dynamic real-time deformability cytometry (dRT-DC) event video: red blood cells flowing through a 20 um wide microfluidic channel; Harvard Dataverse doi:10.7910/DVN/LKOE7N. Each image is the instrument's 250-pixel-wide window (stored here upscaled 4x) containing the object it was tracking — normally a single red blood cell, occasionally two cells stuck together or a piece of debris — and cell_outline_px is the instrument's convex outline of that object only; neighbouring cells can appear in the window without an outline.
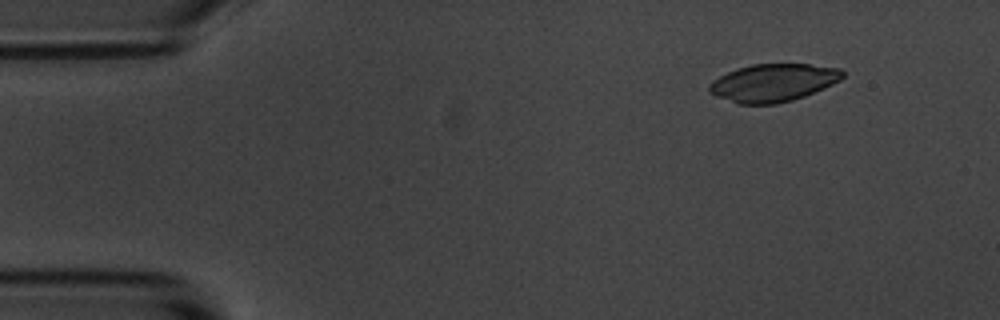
{"species": "common noctule bat (a hibernating species)", "species_latin": "Nyctalus noctula", "temperature_condition": "room temperature", "stored_images_in_passage": 5, "segment_of_instrument_passage": [2, 2], "camera_frame_rate_fps": 3000, "um_per_image_px": 0.085, "animal": {"sex": "male", "body_mass_g": 20.1, "forearm_length_mm": 53.5}, "frame": {"image": 1, "passage_image": 5, "time_ms": 4.667, "image_size_px": [1000, 320], "cell_outline_px": [[844, 76], [840, 80], [824, 88], [804, 96], [792, 100], [776, 104], [736, 104], [716, 96], [708, 92], [708, 88], [712, 80], [736, 68], [752, 64], [808, 64], [840, 68], [844, 72]], "centroid_in_image_um": [65.7, 7.03], "position_along_channel_um": 19.3, "area_um2": 29.42}}